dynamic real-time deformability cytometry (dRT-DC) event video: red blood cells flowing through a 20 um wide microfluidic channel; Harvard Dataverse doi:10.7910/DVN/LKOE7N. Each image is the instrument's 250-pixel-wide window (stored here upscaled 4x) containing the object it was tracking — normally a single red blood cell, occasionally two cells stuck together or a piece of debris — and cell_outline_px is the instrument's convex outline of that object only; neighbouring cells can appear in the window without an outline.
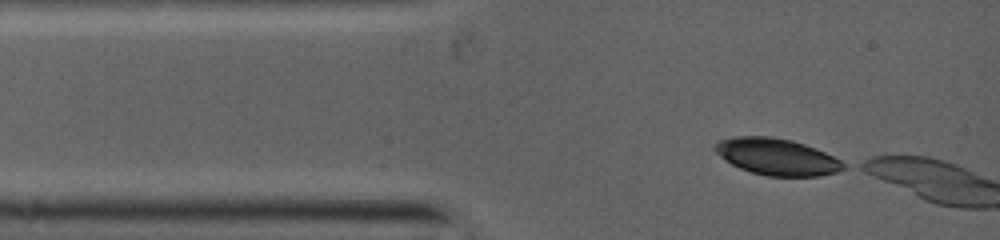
{"species": "common noctule bat (a hibernating species)", "species_latin": "Nyctalus noctula", "temperature_condition": "warm", "stored_images_in_passage": 2, "camera_frame_rate_fps": 5000, "um_per_image_px": 0.085, "animal": {"sex": "female", "body_mass_g": 19.0, "forearm_length_mm": 53.3}, "frame": {"image": 1, "passage_image": 1, "time_ms": 0.0, "image_size_px": [1000, 240], "cell_outline_px": [[848, 168], [836, 172], [820, 176], [768, 176], [752, 172], [740, 168], [724, 160], [712, 148], [720, 140], [736, 136], [768, 136], [788, 140], [804, 144], [824, 152], [848, 164]], "centroid_in_image_um": [66.04, 13.33], "position_along_channel_um": 19.0, "area_um2": 27.28}}